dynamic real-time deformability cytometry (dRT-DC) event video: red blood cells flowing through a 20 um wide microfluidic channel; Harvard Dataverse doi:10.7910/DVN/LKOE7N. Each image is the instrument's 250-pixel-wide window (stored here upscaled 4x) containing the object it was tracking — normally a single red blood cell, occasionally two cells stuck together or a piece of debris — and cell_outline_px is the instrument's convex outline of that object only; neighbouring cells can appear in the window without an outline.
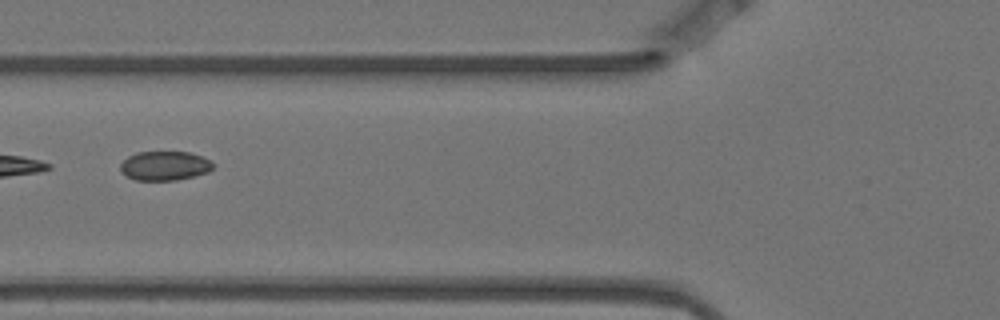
{"species": "Egyptian fruit bat (a non-hibernating species)", "species_latin": "Rousettus aegyptiacus", "temperature_condition": "warm", "stored_images_in_passage": 6, "camera_frame_rate_fps": 3000, "um_per_image_px": 0.085, "animal": {"sex": "female"}, "frame": {"image": 1, "passage_image": 6, "time_ms": 1.667, "image_size_px": [1000, 320], "cell_outline_px": [[212, 168], [208, 172], [176, 180], [136, 180], [120, 172], [120, 164], [128, 156], [136, 152], [188, 152], [212, 160]], "centroid_in_image_um": [13.97, 14.09], "position_along_channel_um": 111.8, "area_um2": 15.66}}